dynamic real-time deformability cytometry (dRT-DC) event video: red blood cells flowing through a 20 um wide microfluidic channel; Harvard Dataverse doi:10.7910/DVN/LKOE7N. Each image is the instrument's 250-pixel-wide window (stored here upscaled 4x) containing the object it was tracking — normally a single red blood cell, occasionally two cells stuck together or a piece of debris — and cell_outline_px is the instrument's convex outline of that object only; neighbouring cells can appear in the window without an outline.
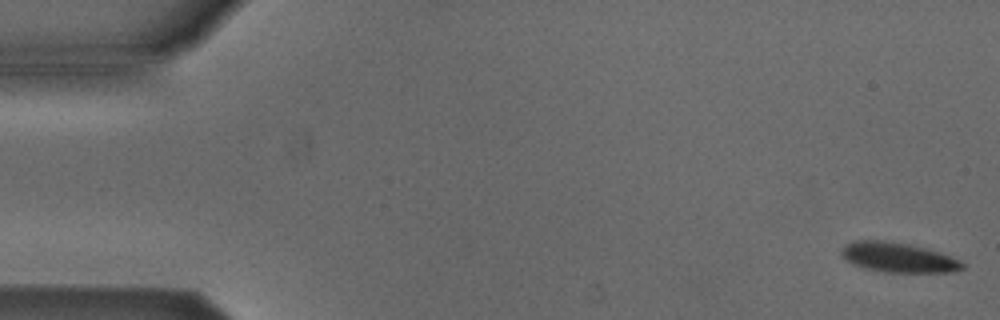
{"species": "Egyptian fruit bat (a non-hibernating species)", "species_latin": "Rousettus aegyptiacus", "temperature_condition": "cold", "stored_images_in_passage": 5, "camera_frame_rate_fps": 3000, "um_per_image_px": 0.085, "animal": {"sex": "male"}, "frame": {"image": 1, "passage_image": 1, "time_ms": 0.0, "image_size_px": [1000, 320], "cell_outline_px": [[964, 268], [952, 272], [884, 272], [864, 268], [852, 264], [844, 260], [840, 252], [844, 244], [856, 240], [884, 240], [908, 244], [940, 252], [960, 260], [964, 264]], "centroid_in_image_um": [76.3, 21.88], "position_along_channel_um": 8.7, "area_um2": 21.1}}
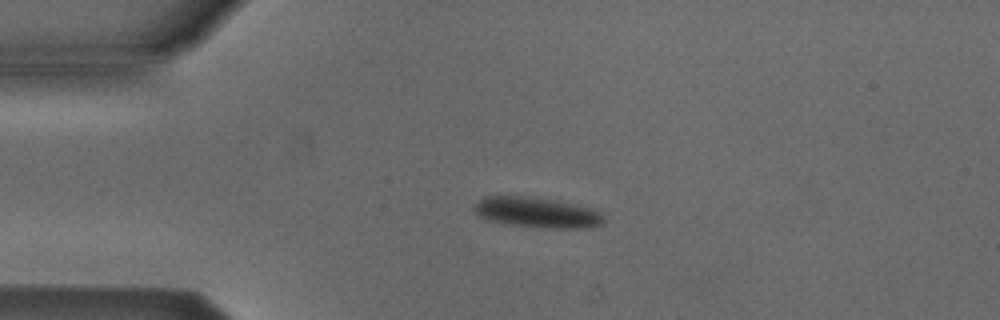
{"frame": {"image": 2, "passage_image": 4, "time_ms": 3.667, "image_size_px": [1000, 320], "cell_outline_px": [[604, 224], [588, 228], [548, 228], [512, 224], [488, 220], [480, 216], [472, 208], [472, 204], [484, 196], [524, 196], [572, 204], [604, 212]], "centroid_in_image_um": [45.64, 18.07], "position_along_channel_um": 39.4, "area_um2": 22.72}}